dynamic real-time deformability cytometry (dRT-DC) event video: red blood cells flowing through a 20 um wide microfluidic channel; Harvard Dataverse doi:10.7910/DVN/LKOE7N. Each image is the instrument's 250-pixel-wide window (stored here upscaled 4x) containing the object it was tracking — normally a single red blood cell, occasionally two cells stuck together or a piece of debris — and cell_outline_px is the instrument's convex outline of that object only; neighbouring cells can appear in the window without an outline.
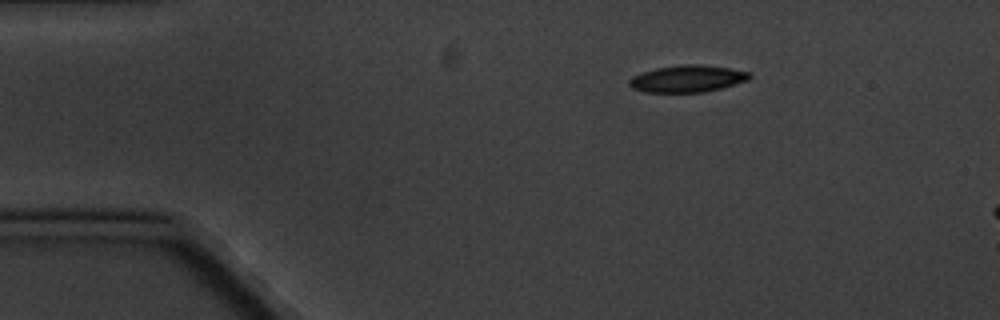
{"species": "common noctule bat (a hibernating species)", "species_latin": "Nyctalus noctula", "temperature_condition": "cold", "stored_images_in_passage": 3, "camera_frame_rate_fps": 3000, "um_per_image_px": 0.085, "animal": {"sex": "male", "body_mass_g": 20.1, "forearm_length_mm": 53.5}, "frame": {"image": 1, "passage_image": 1, "time_ms": 0.0, "image_size_px": [1000, 320], "cell_outline_px": [[752, 76], [748, 80], [720, 88], [704, 92], [644, 92], [632, 88], [628, 84], [628, 80], [632, 76], [640, 72], [656, 68], [684, 64], [696, 64], [728, 68], [752, 72]], "centroid_in_image_um": [58.4, 6.69], "position_along_channel_um": 26.6, "area_um2": 18.9}}